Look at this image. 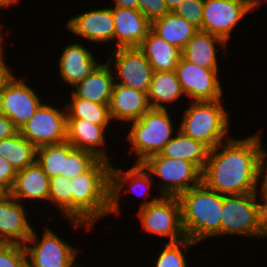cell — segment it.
Returning a JSON list of instances; mask_svg holds the SVG:
<instances>
[{"instance_id": "74e56055", "label": "cell", "mask_w": 267, "mask_h": 267, "mask_svg": "<svg viewBox=\"0 0 267 267\" xmlns=\"http://www.w3.org/2000/svg\"><path fill=\"white\" fill-rule=\"evenodd\" d=\"M17 173L16 168L0 156V193H8L12 189Z\"/></svg>"}, {"instance_id": "ffe728a7", "label": "cell", "mask_w": 267, "mask_h": 267, "mask_svg": "<svg viewBox=\"0 0 267 267\" xmlns=\"http://www.w3.org/2000/svg\"><path fill=\"white\" fill-rule=\"evenodd\" d=\"M109 126L96 125L83 119H67L66 141L74 148L89 151L99 159L112 162L106 145Z\"/></svg>"}, {"instance_id": "9a60e30c", "label": "cell", "mask_w": 267, "mask_h": 267, "mask_svg": "<svg viewBox=\"0 0 267 267\" xmlns=\"http://www.w3.org/2000/svg\"><path fill=\"white\" fill-rule=\"evenodd\" d=\"M220 70L202 68L181 56L175 72L184 98L199 102L222 100L224 87L219 75Z\"/></svg>"}, {"instance_id": "277c9868", "label": "cell", "mask_w": 267, "mask_h": 267, "mask_svg": "<svg viewBox=\"0 0 267 267\" xmlns=\"http://www.w3.org/2000/svg\"><path fill=\"white\" fill-rule=\"evenodd\" d=\"M169 109H150L139 120L128 123L126 142H129L127 154L133 158V163H142L148 157L159 154L164 146L178 133ZM177 126V127H175Z\"/></svg>"}, {"instance_id": "f6af8a7d", "label": "cell", "mask_w": 267, "mask_h": 267, "mask_svg": "<svg viewBox=\"0 0 267 267\" xmlns=\"http://www.w3.org/2000/svg\"><path fill=\"white\" fill-rule=\"evenodd\" d=\"M167 7L172 12L183 0H165Z\"/></svg>"}, {"instance_id": "f35d334b", "label": "cell", "mask_w": 267, "mask_h": 267, "mask_svg": "<svg viewBox=\"0 0 267 267\" xmlns=\"http://www.w3.org/2000/svg\"><path fill=\"white\" fill-rule=\"evenodd\" d=\"M17 131L13 122L0 112V140L13 136Z\"/></svg>"}, {"instance_id": "8992f818", "label": "cell", "mask_w": 267, "mask_h": 267, "mask_svg": "<svg viewBox=\"0 0 267 267\" xmlns=\"http://www.w3.org/2000/svg\"><path fill=\"white\" fill-rule=\"evenodd\" d=\"M261 199L260 192L223 195L221 237L241 235L264 240L267 237V214Z\"/></svg>"}, {"instance_id": "5b68a950", "label": "cell", "mask_w": 267, "mask_h": 267, "mask_svg": "<svg viewBox=\"0 0 267 267\" xmlns=\"http://www.w3.org/2000/svg\"><path fill=\"white\" fill-rule=\"evenodd\" d=\"M224 99L216 101H190L183 109L179 131L190 138L201 141L210 149L229 140L230 113L223 104Z\"/></svg>"}, {"instance_id": "d6986e66", "label": "cell", "mask_w": 267, "mask_h": 267, "mask_svg": "<svg viewBox=\"0 0 267 267\" xmlns=\"http://www.w3.org/2000/svg\"><path fill=\"white\" fill-rule=\"evenodd\" d=\"M114 18V49L139 47L152 28L140 10L112 6Z\"/></svg>"}, {"instance_id": "44dd1931", "label": "cell", "mask_w": 267, "mask_h": 267, "mask_svg": "<svg viewBox=\"0 0 267 267\" xmlns=\"http://www.w3.org/2000/svg\"><path fill=\"white\" fill-rule=\"evenodd\" d=\"M108 106L112 121L122 122L125 125L139 120L145 112L151 109L146 92L121 84H114Z\"/></svg>"}, {"instance_id": "52a82bcc", "label": "cell", "mask_w": 267, "mask_h": 267, "mask_svg": "<svg viewBox=\"0 0 267 267\" xmlns=\"http://www.w3.org/2000/svg\"><path fill=\"white\" fill-rule=\"evenodd\" d=\"M36 230L34 227L31 236L24 243L29 267H82L77 263L82 248L64 241L50 226L45 225L41 235Z\"/></svg>"}, {"instance_id": "cb8c5ba5", "label": "cell", "mask_w": 267, "mask_h": 267, "mask_svg": "<svg viewBox=\"0 0 267 267\" xmlns=\"http://www.w3.org/2000/svg\"><path fill=\"white\" fill-rule=\"evenodd\" d=\"M114 84L113 70L104 61L88 77L71 88V91L79 98L109 105Z\"/></svg>"}, {"instance_id": "e575fe53", "label": "cell", "mask_w": 267, "mask_h": 267, "mask_svg": "<svg viewBox=\"0 0 267 267\" xmlns=\"http://www.w3.org/2000/svg\"><path fill=\"white\" fill-rule=\"evenodd\" d=\"M27 255L24 245L0 243V267H25Z\"/></svg>"}, {"instance_id": "4dcf8cb0", "label": "cell", "mask_w": 267, "mask_h": 267, "mask_svg": "<svg viewBox=\"0 0 267 267\" xmlns=\"http://www.w3.org/2000/svg\"><path fill=\"white\" fill-rule=\"evenodd\" d=\"M65 107L67 119H83L96 125H112L109 106L77 97L72 91Z\"/></svg>"}, {"instance_id": "ee69618b", "label": "cell", "mask_w": 267, "mask_h": 267, "mask_svg": "<svg viewBox=\"0 0 267 267\" xmlns=\"http://www.w3.org/2000/svg\"><path fill=\"white\" fill-rule=\"evenodd\" d=\"M21 0H0V9H9L10 7L17 5Z\"/></svg>"}, {"instance_id": "b9f144b4", "label": "cell", "mask_w": 267, "mask_h": 267, "mask_svg": "<svg viewBox=\"0 0 267 267\" xmlns=\"http://www.w3.org/2000/svg\"><path fill=\"white\" fill-rule=\"evenodd\" d=\"M112 2L119 8L138 10V0H112Z\"/></svg>"}, {"instance_id": "3957f363", "label": "cell", "mask_w": 267, "mask_h": 267, "mask_svg": "<svg viewBox=\"0 0 267 267\" xmlns=\"http://www.w3.org/2000/svg\"><path fill=\"white\" fill-rule=\"evenodd\" d=\"M181 223L187 238L199 242L221 237L223 194L208 188L203 182L178 196Z\"/></svg>"}, {"instance_id": "ac0fdd59", "label": "cell", "mask_w": 267, "mask_h": 267, "mask_svg": "<svg viewBox=\"0 0 267 267\" xmlns=\"http://www.w3.org/2000/svg\"><path fill=\"white\" fill-rule=\"evenodd\" d=\"M88 45L77 41H70L61 51L58 73L59 78L65 85L74 88L79 82L88 77L103 62L98 61L94 52L88 48ZM93 52V53H92Z\"/></svg>"}, {"instance_id": "6da1fadb", "label": "cell", "mask_w": 267, "mask_h": 267, "mask_svg": "<svg viewBox=\"0 0 267 267\" xmlns=\"http://www.w3.org/2000/svg\"><path fill=\"white\" fill-rule=\"evenodd\" d=\"M258 131L244 138L232 136L210 149L202 171V182L208 188L223 195L260 191L261 166L267 148L263 132Z\"/></svg>"}, {"instance_id": "d590c367", "label": "cell", "mask_w": 267, "mask_h": 267, "mask_svg": "<svg viewBox=\"0 0 267 267\" xmlns=\"http://www.w3.org/2000/svg\"><path fill=\"white\" fill-rule=\"evenodd\" d=\"M205 0H183L172 12L200 29Z\"/></svg>"}, {"instance_id": "7c38bea8", "label": "cell", "mask_w": 267, "mask_h": 267, "mask_svg": "<svg viewBox=\"0 0 267 267\" xmlns=\"http://www.w3.org/2000/svg\"><path fill=\"white\" fill-rule=\"evenodd\" d=\"M256 11L245 0H205L200 31L216 35L228 44L241 20Z\"/></svg>"}, {"instance_id": "8d00e7d4", "label": "cell", "mask_w": 267, "mask_h": 267, "mask_svg": "<svg viewBox=\"0 0 267 267\" xmlns=\"http://www.w3.org/2000/svg\"><path fill=\"white\" fill-rule=\"evenodd\" d=\"M138 9L151 24L170 12L165 0H138Z\"/></svg>"}, {"instance_id": "ab89813d", "label": "cell", "mask_w": 267, "mask_h": 267, "mask_svg": "<svg viewBox=\"0 0 267 267\" xmlns=\"http://www.w3.org/2000/svg\"><path fill=\"white\" fill-rule=\"evenodd\" d=\"M260 193H261L262 201L264 203L265 211L267 214V152L264 155L262 166H261Z\"/></svg>"}, {"instance_id": "7a4b0ae2", "label": "cell", "mask_w": 267, "mask_h": 267, "mask_svg": "<svg viewBox=\"0 0 267 267\" xmlns=\"http://www.w3.org/2000/svg\"><path fill=\"white\" fill-rule=\"evenodd\" d=\"M112 163L99 159L88 171L71 179L72 220L94 229L100 219L109 216Z\"/></svg>"}, {"instance_id": "60d3db41", "label": "cell", "mask_w": 267, "mask_h": 267, "mask_svg": "<svg viewBox=\"0 0 267 267\" xmlns=\"http://www.w3.org/2000/svg\"><path fill=\"white\" fill-rule=\"evenodd\" d=\"M6 55L0 60V93L4 84L8 81V79L15 73L11 70L9 65L6 62Z\"/></svg>"}, {"instance_id": "f546056e", "label": "cell", "mask_w": 267, "mask_h": 267, "mask_svg": "<svg viewBox=\"0 0 267 267\" xmlns=\"http://www.w3.org/2000/svg\"><path fill=\"white\" fill-rule=\"evenodd\" d=\"M0 156L19 171L36 162L37 148L17 131L0 140Z\"/></svg>"}, {"instance_id": "83f0119b", "label": "cell", "mask_w": 267, "mask_h": 267, "mask_svg": "<svg viewBox=\"0 0 267 267\" xmlns=\"http://www.w3.org/2000/svg\"><path fill=\"white\" fill-rule=\"evenodd\" d=\"M168 44L183 50L188 41L199 31L197 27L184 18L169 12L152 23L151 28Z\"/></svg>"}, {"instance_id": "1f68e13d", "label": "cell", "mask_w": 267, "mask_h": 267, "mask_svg": "<svg viewBox=\"0 0 267 267\" xmlns=\"http://www.w3.org/2000/svg\"><path fill=\"white\" fill-rule=\"evenodd\" d=\"M74 147L67 141L37 148L36 161L49 178L64 173L65 159Z\"/></svg>"}, {"instance_id": "2e32d148", "label": "cell", "mask_w": 267, "mask_h": 267, "mask_svg": "<svg viewBox=\"0 0 267 267\" xmlns=\"http://www.w3.org/2000/svg\"><path fill=\"white\" fill-rule=\"evenodd\" d=\"M66 31L83 39L81 42L98 44L99 46L113 44L114 49V18L111 6L90 8L80 14H74L65 23ZM86 39V40H85ZM112 42V43H111Z\"/></svg>"}, {"instance_id": "30bf717a", "label": "cell", "mask_w": 267, "mask_h": 267, "mask_svg": "<svg viewBox=\"0 0 267 267\" xmlns=\"http://www.w3.org/2000/svg\"><path fill=\"white\" fill-rule=\"evenodd\" d=\"M44 101L18 132L36 148L66 141L67 111ZM58 108V109H57Z\"/></svg>"}, {"instance_id": "e0dca14e", "label": "cell", "mask_w": 267, "mask_h": 267, "mask_svg": "<svg viewBox=\"0 0 267 267\" xmlns=\"http://www.w3.org/2000/svg\"><path fill=\"white\" fill-rule=\"evenodd\" d=\"M25 205L8 193H0V243L24 245L31 236L35 225Z\"/></svg>"}, {"instance_id": "f1b7e54d", "label": "cell", "mask_w": 267, "mask_h": 267, "mask_svg": "<svg viewBox=\"0 0 267 267\" xmlns=\"http://www.w3.org/2000/svg\"><path fill=\"white\" fill-rule=\"evenodd\" d=\"M48 205L56 207L59 212L67 219L66 222L71 223V227L84 229L86 232H92L93 228L80 221L72 220V193H71V179H68L62 175L50 178L49 181V199ZM51 203V204H50Z\"/></svg>"}, {"instance_id": "bcb514c9", "label": "cell", "mask_w": 267, "mask_h": 267, "mask_svg": "<svg viewBox=\"0 0 267 267\" xmlns=\"http://www.w3.org/2000/svg\"><path fill=\"white\" fill-rule=\"evenodd\" d=\"M245 1H247L256 11L260 6L263 5V3L265 2L267 3V0H245Z\"/></svg>"}, {"instance_id": "836d02e7", "label": "cell", "mask_w": 267, "mask_h": 267, "mask_svg": "<svg viewBox=\"0 0 267 267\" xmlns=\"http://www.w3.org/2000/svg\"><path fill=\"white\" fill-rule=\"evenodd\" d=\"M98 160L99 158L89 151L73 148L65 159L64 173L61 175L72 179L88 171Z\"/></svg>"}, {"instance_id": "d4e9b609", "label": "cell", "mask_w": 267, "mask_h": 267, "mask_svg": "<svg viewBox=\"0 0 267 267\" xmlns=\"http://www.w3.org/2000/svg\"><path fill=\"white\" fill-rule=\"evenodd\" d=\"M138 48L144 53L154 72L175 71L182 56L181 50L168 44L152 29Z\"/></svg>"}, {"instance_id": "7bdbcfd3", "label": "cell", "mask_w": 267, "mask_h": 267, "mask_svg": "<svg viewBox=\"0 0 267 267\" xmlns=\"http://www.w3.org/2000/svg\"><path fill=\"white\" fill-rule=\"evenodd\" d=\"M3 25L0 23V60L6 55V52H5V48H4V46H6V45H4L5 44V37H6V33H5V31L3 30ZM2 31H4V32H2ZM4 35V36H3Z\"/></svg>"}, {"instance_id": "ba28073f", "label": "cell", "mask_w": 267, "mask_h": 267, "mask_svg": "<svg viewBox=\"0 0 267 267\" xmlns=\"http://www.w3.org/2000/svg\"><path fill=\"white\" fill-rule=\"evenodd\" d=\"M143 166L150 172L157 193L161 196H176L198 186L202 182V171L183 159L166 158L160 154L148 157ZM162 180L155 182L156 178Z\"/></svg>"}, {"instance_id": "4fadbf2b", "label": "cell", "mask_w": 267, "mask_h": 267, "mask_svg": "<svg viewBox=\"0 0 267 267\" xmlns=\"http://www.w3.org/2000/svg\"><path fill=\"white\" fill-rule=\"evenodd\" d=\"M106 62L111 66L115 84L148 93L153 69L138 47L115 48Z\"/></svg>"}, {"instance_id": "4316f807", "label": "cell", "mask_w": 267, "mask_h": 267, "mask_svg": "<svg viewBox=\"0 0 267 267\" xmlns=\"http://www.w3.org/2000/svg\"><path fill=\"white\" fill-rule=\"evenodd\" d=\"M209 152L210 148L207 145L178 131L159 154L166 158L189 161L203 171Z\"/></svg>"}, {"instance_id": "484cf974", "label": "cell", "mask_w": 267, "mask_h": 267, "mask_svg": "<svg viewBox=\"0 0 267 267\" xmlns=\"http://www.w3.org/2000/svg\"><path fill=\"white\" fill-rule=\"evenodd\" d=\"M147 95L151 109L162 110L185 96L175 71L153 72Z\"/></svg>"}, {"instance_id": "8fae6325", "label": "cell", "mask_w": 267, "mask_h": 267, "mask_svg": "<svg viewBox=\"0 0 267 267\" xmlns=\"http://www.w3.org/2000/svg\"><path fill=\"white\" fill-rule=\"evenodd\" d=\"M154 180L150 172L143 166L142 163H133L129 169L119 168L116 165H111V201L109 215L117 217L122 213L121 199L125 193L136 194L143 197L144 201L140 203L139 209L157 201L161 195L153 196L151 188L154 186ZM129 190V191H128ZM124 191V192H123ZM123 193V194H122ZM135 195V196H136ZM150 199H149V198ZM152 197V198H151ZM121 212V213H120Z\"/></svg>"}, {"instance_id": "7402d4cb", "label": "cell", "mask_w": 267, "mask_h": 267, "mask_svg": "<svg viewBox=\"0 0 267 267\" xmlns=\"http://www.w3.org/2000/svg\"><path fill=\"white\" fill-rule=\"evenodd\" d=\"M50 178L36 161L25 169L19 170L8 192L11 197L25 204L38 202L48 203Z\"/></svg>"}, {"instance_id": "d6a6232c", "label": "cell", "mask_w": 267, "mask_h": 267, "mask_svg": "<svg viewBox=\"0 0 267 267\" xmlns=\"http://www.w3.org/2000/svg\"><path fill=\"white\" fill-rule=\"evenodd\" d=\"M161 247L162 251L158 252L153 260V267H189L187 260V251L190 252V248L195 246L197 243L184 238L177 242H165Z\"/></svg>"}, {"instance_id": "5bb4252c", "label": "cell", "mask_w": 267, "mask_h": 267, "mask_svg": "<svg viewBox=\"0 0 267 267\" xmlns=\"http://www.w3.org/2000/svg\"><path fill=\"white\" fill-rule=\"evenodd\" d=\"M26 76L14 74L4 84L0 93V112L8 117L19 130L43 103V98L26 81Z\"/></svg>"}, {"instance_id": "603a6c76", "label": "cell", "mask_w": 267, "mask_h": 267, "mask_svg": "<svg viewBox=\"0 0 267 267\" xmlns=\"http://www.w3.org/2000/svg\"><path fill=\"white\" fill-rule=\"evenodd\" d=\"M230 45L213 34L198 31L186 44L182 52V57L205 69H220V62L218 60L219 50H223L224 57Z\"/></svg>"}, {"instance_id": "9c48e42d", "label": "cell", "mask_w": 267, "mask_h": 267, "mask_svg": "<svg viewBox=\"0 0 267 267\" xmlns=\"http://www.w3.org/2000/svg\"><path fill=\"white\" fill-rule=\"evenodd\" d=\"M134 214L141 223L142 231L148 232V235L167 237L166 242H177L186 238L181 223V205L176 196H161Z\"/></svg>"}]
</instances>
